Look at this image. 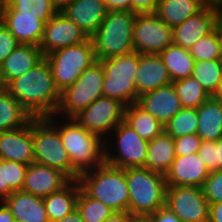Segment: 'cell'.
I'll return each instance as SVG.
<instances>
[{
	"label": "cell",
	"instance_id": "f6af8a7d",
	"mask_svg": "<svg viewBox=\"0 0 222 222\" xmlns=\"http://www.w3.org/2000/svg\"><path fill=\"white\" fill-rule=\"evenodd\" d=\"M108 11H132V0H103Z\"/></svg>",
	"mask_w": 222,
	"mask_h": 222
},
{
	"label": "cell",
	"instance_id": "9c48e42d",
	"mask_svg": "<svg viewBox=\"0 0 222 222\" xmlns=\"http://www.w3.org/2000/svg\"><path fill=\"white\" fill-rule=\"evenodd\" d=\"M103 83L104 69L97 61L87 68L71 86L60 93V102L55 115L73 118L103 96Z\"/></svg>",
	"mask_w": 222,
	"mask_h": 222
},
{
	"label": "cell",
	"instance_id": "d4e9b609",
	"mask_svg": "<svg viewBox=\"0 0 222 222\" xmlns=\"http://www.w3.org/2000/svg\"><path fill=\"white\" fill-rule=\"evenodd\" d=\"M79 181L70 180L60 190L43 197V203L50 222L62 219L77 209Z\"/></svg>",
	"mask_w": 222,
	"mask_h": 222
},
{
	"label": "cell",
	"instance_id": "8d00e7d4",
	"mask_svg": "<svg viewBox=\"0 0 222 222\" xmlns=\"http://www.w3.org/2000/svg\"><path fill=\"white\" fill-rule=\"evenodd\" d=\"M77 210L84 222H103L114 211L104 205L101 201L88 196L80 187L77 200Z\"/></svg>",
	"mask_w": 222,
	"mask_h": 222
},
{
	"label": "cell",
	"instance_id": "484cf974",
	"mask_svg": "<svg viewBox=\"0 0 222 222\" xmlns=\"http://www.w3.org/2000/svg\"><path fill=\"white\" fill-rule=\"evenodd\" d=\"M197 134L202 140L217 141L222 137V101L211 96L197 108Z\"/></svg>",
	"mask_w": 222,
	"mask_h": 222
},
{
	"label": "cell",
	"instance_id": "e575fe53",
	"mask_svg": "<svg viewBox=\"0 0 222 222\" xmlns=\"http://www.w3.org/2000/svg\"><path fill=\"white\" fill-rule=\"evenodd\" d=\"M7 6L16 16H37L44 24L58 12L52 0H8Z\"/></svg>",
	"mask_w": 222,
	"mask_h": 222
},
{
	"label": "cell",
	"instance_id": "ba28073f",
	"mask_svg": "<svg viewBox=\"0 0 222 222\" xmlns=\"http://www.w3.org/2000/svg\"><path fill=\"white\" fill-rule=\"evenodd\" d=\"M44 57L51 66L54 84L60 93L97 62L91 37L82 43L63 47Z\"/></svg>",
	"mask_w": 222,
	"mask_h": 222
},
{
	"label": "cell",
	"instance_id": "8992f818",
	"mask_svg": "<svg viewBox=\"0 0 222 222\" xmlns=\"http://www.w3.org/2000/svg\"><path fill=\"white\" fill-rule=\"evenodd\" d=\"M140 53L128 54L98 60L104 69L103 96L114 98L125 106L137 102L135 77L139 66Z\"/></svg>",
	"mask_w": 222,
	"mask_h": 222
},
{
	"label": "cell",
	"instance_id": "6f0895ef",
	"mask_svg": "<svg viewBox=\"0 0 222 222\" xmlns=\"http://www.w3.org/2000/svg\"><path fill=\"white\" fill-rule=\"evenodd\" d=\"M8 0H0V13L3 10V8L7 5Z\"/></svg>",
	"mask_w": 222,
	"mask_h": 222
},
{
	"label": "cell",
	"instance_id": "9a60e30c",
	"mask_svg": "<svg viewBox=\"0 0 222 222\" xmlns=\"http://www.w3.org/2000/svg\"><path fill=\"white\" fill-rule=\"evenodd\" d=\"M221 19V11L205 7L198 14L189 17L172 29L173 43L190 49L203 36L211 33Z\"/></svg>",
	"mask_w": 222,
	"mask_h": 222
},
{
	"label": "cell",
	"instance_id": "9f6ffc18",
	"mask_svg": "<svg viewBox=\"0 0 222 222\" xmlns=\"http://www.w3.org/2000/svg\"><path fill=\"white\" fill-rule=\"evenodd\" d=\"M213 97L216 98L219 101H222V80L220 82V85H219V88H218L217 92L215 93V95Z\"/></svg>",
	"mask_w": 222,
	"mask_h": 222
},
{
	"label": "cell",
	"instance_id": "bcb514c9",
	"mask_svg": "<svg viewBox=\"0 0 222 222\" xmlns=\"http://www.w3.org/2000/svg\"><path fill=\"white\" fill-rule=\"evenodd\" d=\"M210 222H222V202L210 204Z\"/></svg>",
	"mask_w": 222,
	"mask_h": 222
},
{
	"label": "cell",
	"instance_id": "52a82bcc",
	"mask_svg": "<svg viewBox=\"0 0 222 222\" xmlns=\"http://www.w3.org/2000/svg\"><path fill=\"white\" fill-rule=\"evenodd\" d=\"M34 162L60 170L70 180H78L59 131L46 118H32Z\"/></svg>",
	"mask_w": 222,
	"mask_h": 222
},
{
	"label": "cell",
	"instance_id": "7402d4cb",
	"mask_svg": "<svg viewBox=\"0 0 222 222\" xmlns=\"http://www.w3.org/2000/svg\"><path fill=\"white\" fill-rule=\"evenodd\" d=\"M170 83H172L171 78L159 54H140L135 77L138 96Z\"/></svg>",
	"mask_w": 222,
	"mask_h": 222
},
{
	"label": "cell",
	"instance_id": "30bf717a",
	"mask_svg": "<svg viewBox=\"0 0 222 222\" xmlns=\"http://www.w3.org/2000/svg\"><path fill=\"white\" fill-rule=\"evenodd\" d=\"M109 136L104 141L107 164L123 169L144 167L149 142L142 139L128 123L121 122Z\"/></svg>",
	"mask_w": 222,
	"mask_h": 222
},
{
	"label": "cell",
	"instance_id": "5bb4252c",
	"mask_svg": "<svg viewBox=\"0 0 222 222\" xmlns=\"http://www.w3.org/2000/svg\"><path fill=\"white\" fill-rule=\"evenodd\" d=\"M89 37L60 11L45 24L39 48L43 56L51 54L63 47L76 45Z\"/></svg>",
	"mask_w": 222,
	"mask_h": 222
},
{
	"label": "cell",
	"instance_id": "d6a6232c",
	"mask_svg": "<svg viewBox=\"0 0 222 222\" xmlns=\"http://www.w3.org/2000/svg\"><path fill=\"white\" fill-rule=\"evenodd\" d=\"M192 77L210 96H214L222 80V60L195 62Z\"/></svg>",
	"mask_w": 222,
	"mask_h": 222
},
{
	"label": "cell",
	"instance_id": "f546056e",
	"mask_svg": "<svg viewBox=\"0 0 222 222\" xmlns=\"http://www.w3.org/2000/svg\"><path fill=\"white\" fill-rule=\"evenodd\" d=\"M124 121L148 142L164 132V126L136 102L125 107Z\"/></svg>",
	"mask_w": 222,
	"mask_h": 222
},
{
	"label": "cell",
	"instance_id": "4316f807",
	"mask_svg": "<svg viewBox=\"0 0 222 222\" xmlns=\"http://www.w3.org/2000/svg\"><path fill=\"white\" fill-rule=\"evenodd\" d=\"M175 157L174 139L163 132L149 141L144 167L165 175Z\"/></svg>",
	"mask_w": 222,
	"mask_h": 222
},
{
	"label": "cell",
	"instance_id": "2e32d148",
	"mask_svg": "<svg viewBox=\"0 0 222 222\" xmlns=\"http://www.w3.org/2000/svg\"><path fill=\"white\" fill-rule=\"evenodd\" d=\"M0 159L25 165L34 162L32 119L21 128L0 132Z\"/></svg>",
	"mask_w": 222,
	"mask_h": 222
},
{
	"label": "cell",
	"instance_id": "db71d44e",
	"mask_svg": "<svg viewBox=\"0 0 222 222\" xmlns=\"http://www.w3.org/2000/svg\"><path fill=\"white\" fill-rule=\"evenodd\" d=\"M217 38H218V46L220 50V57L222 60V18L219 20L217 24Z\"/></svg>",
	"mask_w": 222,
	"mask_h": 222
},
{
	"label": "cell",
	"instance_id": "f1b7e54d",
	"mask_svg": "<svg viewBox=\"0 0 222 222\" xmlns=\"http://www.w3.org/2000/svg\"><path fill=\"white\" fill-rule=\"evenodd\" d=\"M159 55L163 59L172 82L192 76L196 61L189 49L172 43Z\"/></svg>",
	"mask_w": 222,
	"mask_h": 222
},
{
	"label": "cell",
	"instance_id": "ee69618b",
	"mask_svg": "<svg viewBox=\"0 0 222 222\" xmlns=\"http://www.w3.org/2000/svg\"><path fill=\"white\" fill-rule=\"evenodd\" d=\"M154 222H182L181 219L167 206L159 208L150 214Z\"/></svg>",
	"mask_w": 222,
	"mask_h": 222
},
{
	"label": "cell",
	"instance_id": "8fae6325",
	"mask_svg": "<svg viewBox=\"0 0 222 222\" xmlns=\"http://www.w3.org/2000/svg\"><path fill=\"white\" fill-rule=\"evenodd\" d=\"M125 105L120 101L101 96L73 118L86 130L104 141L124 121Z\"/></svg>",
	"mask_w": 222,
	"mask_h": 222
},
{
	"label": "cell",
	"instance_id": "816d5d0a",
	"mask_svg": "<svg viewBox=\"0 0 222 222\" xmlns=\"http://www.w3.org/2000/svg\"><path fill=\"white\" fill-rule=\"evenodd\" d=\"M205 7H211L222 11V0H200Z\"/></svg>",
	"mask_w": 222,
	"mask_h": 222
},
{
	"label": "cell",
	"instance_id": "603a6c76",
	"mask_svg": "<svg viewBox=\"0 0 222 222\" xmlns=\"http://www.w3.org/2000/svg\"><path fill=\"white\" fill-rule=\"evenodd\" d=\"M0 22L20 44L39 46L45 24L37 16H16L6 5L0 13Z\"/></svg>",
	"mask_w": 222,
	"mask_h": 222
},
{
	"label": "cell",
	"instance_id": "4fadbf2b",
	"mask_svg": "<svg viewBox=\"0 0 222 222\" xmlns=\"http://www.w3.org/2000/svg\"><path fill=\"white\" fill-rule=\"evenodd\" d=\"M165 206L173 211L182 222L209 220L210 204L201 187L168 186Z\"/></svg>",
	"mask_w": 222,
	"mask_h": 222
},
{
	"label": "cell",
	"instance_id": "c3c4849f",
	"mask_svg": "<svg viewBox=\"0 0 222 222\" xmlns=\"http://www.w3.org/2000/svg\"><path fill=\"white\" fill-rule=\"evenodd\" d=\"M0 222H15V218L10 208L4 201H0Z\"/></svg>",
	"mask_w": 222,
	"mask_h": 222
},
{
	"label": "cell",
	"instance_id": "836d02e7",
	"mask_svg": "<svg viewBox=\"0 0 222 222\" xmlns=\"http://www.w3.org/2000/svg\"><path fill=\"white\" fill-rule=\"evenodd\" d=\"M173 83L183 108H198L211 96L192 76L176 80Z\"/></svg>",
	"mask_w": 222,
	"mask_h": 222
},
{
	"label": "cell",
	"instance_id": "e0dca14e",
	"mask_svg": "<svg viewBox=\"0 0 222 222\" xmlns=\"http://www.w3.org/2000/svg\"><path fill=\"white\" fill-rule=\"evenodd\" d=\"M69 181L60 170L33 162L27 167L22 191L43 198L60 190Z\"/></svg>",
	"mask_w": 222,
	"mask_h": 222
},
{
	"label": "cell",
	"instance_id": "f907efd6",
	"mask_svg": "<svg viewBox=\"0 0 222 222\" xmlns=\"http://www.w3.org/2000/svg\"><path fill=\"white\" fill-rule=\"evenodd\" d=\"M216 170L222 171V137L216 141Z\"/></svg>",
	"mask_w": 222,
	"mask_h": 222
},
{
	"label": "cell",
	"instance_id": "d6986e66",
	"mask_svg": "<svg viewBox=\"0 0 222 222\" xmlns=\"http://www.w3.org/2000/svg\"><path fill=\"white\" fill-rule=\"evenodd\" d=\"M136 103L163 126L183 108L173 83L140 95Z\"/></svg>",
	"mask_w": 222,
	"mask_h": 222
},
{
	"label": "cell",
	"instance_id": "44dd1931",
	"mask_svg": "<svg viewBox=\"0 0 222 222\" xmlns=\"http://www.w3.org/2000/svg\"><path fill=\"white\" fill-rule=\"evenodd\" d=\"M44 58L39 46L20 45L0 65V85L5 88L12 80L24 75Z\"/></svg>",
	"mask_w": 222,
	"mask_h": 222
},
{
	"label": "cell",
	"instance_id": "6da1fadb",
	"mask_svg": "<svg viewBox=\"0 0 222 222\" xmlns=\"http://www.w3.org/2000/svg\"><path fill=\"white\" fill-rule=\"evenodd\" d=\"M5 89L32 118L50 117L58 109L60 92L54 84L51 66L45 57L27 73L12 80Z\"/></svg>",
	"mask_w": 222,
	"mask_h": 222
},
{
	"label": "cell",
	"instance_id": "f5cc1de1",
	"mask_svg": "<svg viewBox=\"0 0 222 222\" xmlns=\"http://www.w3.org/2000/svg\"><path fill=\"white\" fill-rule=\"evenodd\" d=\"M73 1L75 0H52V3L58 11H61Z\"/></svg>",
	"mask_w": 222,
	"mask_h": 222
},
{
	"label": "cell",
	"instance_id": "83f0119b",
	"mask_svg": "<svg viewBox=\"0 0 222 222\" xmlns=\"http://www.w3.org/2000/svg\"><path fill=\"white\" fill-rule=\"evenodd\" d=\"M204 8L200 0H160L156 14L173 29Z\"/></svg>",
	"mask_w": 222,
	"mask_h": 222
},
{
	"label": "cell",
	"instance_id": "4dcf8cb0",
	"mask_svg": "<svg viewBox=\"0 0 222 222\" xmlns=\"http://www.w3.org/2000/svg\"><path fill=\"white\" fill-rule=\"evenodd\" d=\"M32 117L3 87L0 88V132L25 126Z\"/></svg>",
	"mask_w": 222,
	"mask_h": 222
},
{
	"label": "cell",
	"instance_id": "ac0fdd59",
	"mask_svg": "<svg viewBox=\"0 0 222 222\" xmlns=\"http://www.w3.org/2000/svg\"><path fill=\"white\" fill-rule=\"evenodd\" d=\"M210 171L198 153L176 156L170 169L165 174L167 186L203 187Z\"/></svg>",
	"mask_w": 222,
	"mask_h": 222
},
{
	"label": "cell",
	"instance_id": "7dc6e473",
	"mask_svg": "<svg viewBox=\"0 0 222 222\" xmlns=\"http://www.w3.org/2000/svg\"><path fill=\"white\" fill-rule=\"evenodd\" d=\"M132 216L130 212H113L103 222H130Z\"/></svg>",
	"mask_w": 222,
	"mask_h": 222
},
{
	"label": "cell",
	"instance_id": "d590c367",
	"mask_svg": "<svg viewBox=\"0 0 222 222\" xmlns=\"http://www.w3.org/2000/svg\"><path fill=\"white\" fill-rule=\"evenodd\" d=\"M197 128V109L182 108L164 125V132L174 139L184 135L197 134Z\"/></svg>",
	"mask_w": 222,
	"mask_h": 222
},
{
	"label": "cell",
	"instance_id": "7bdbcfd3",
	"mask_svg": "<svg viewBox=\"0 0 222 222\" xmlns=\"http://www.w3.org/2000/svg\"><path fill=\"white\" fill-rule=\"evenodd\" d=\"M160 0H132V12L135 14L156 13Z\"/></svg>",
	"mask_w": 222,
	"mask_h": 222
},
{
	"label": "cell",
	"instance_id": "ffe728a7",
	"mask_svg": "<svg viewBox=\"0 0 222 222\" xmlns=\"http://www.w3.org/2000/svg\"><path fill=\"white\" fill-rule=\"evenodd\" d=\"M60 12L91 37L106 17L108 10L103 0H75Z\"/></svg>",
	"mask_w": 222,
	"mask_h": 222
},
{
	"label": "cell",
	"instance_id": "60d3db41",
	"mask_svg": "<svg viewBox=\"0 0 222 222\" xmlns=\"http://www.w3.org/2000/svg\"><path fill=\"white\" fill-rule=\"evenodd\" d=\"M20 45L12 33L0 22V65Z\"/></svg>",
	"mask_w": 222,
	"mask_h": 222
},
{
	"label": "cell",
	"instance_id": "5b68a950",
	"mask_svg": "<svg viewBox=\"0 0 222 222\" xmlns=\"http://www.w3.org/2000/svg\"><path fill=\"white\" fill-rule=\"evenodd\" d=\"M125 176L132 215H150L165 206L168 187L165 175L137 167L125 169Z\"/></svg>",
	"mask_w": 222,
	"mask_h": 222
},
{
	"label": "cell",
	"instance_id": "74e56055",
	"mask_svg": "<svg viewBox=\"0 0 222 222\" xmlns=\"http://www.w3.org/2000/svg\"><path fill=\"white\" fill-rule=\"evenodd\" d=\"M189 51L196 62L221 60L217 38V26L211 33L203 36L195 43Z\"/></svg>",
	"mask_w": 222,
	"mask_h": 222
},
{
	"label": "cell",
	"instance_id": "7a4b0ae2",
	"mask_svg": "<svg viewBox=\"0 0 222 222\" xmlns=\"http://www.w3.org/2000/svg\"><path fill=\"white\" fill-rule=\"evenodd\" d=\"M46 119L59 131L71 165L79 174L105 162V142L97 134L86 130L74 118L52 115Z\"/></svg>",
	"mask_w": 222,
	"mask_h": 222
},
{
	"label": "cell",
	"instance_id": "681fc988",
	"mask_svg": "<svg viewBox=\"0 0 222 222\" xmlns=\"http://www.w3.org/2000/svg\"><path fill=\"white\" fill-rule=\"evenodd\" d=\"M55 222H84V221H83L79 211L77 209H75L70 214L66 215L62 219H59V220H57Z\"/></svg>",
	"mask_w": 222,
	"mask_h": 222
},
{
	"label": "cell",
	"instance_id": "f35d334b",
	"mask_svg": "<svg viewBox=\"0 0 222 222\" xmlns=\"http://www.w3.org/2000/svg\"><path fill=\"white\" fill-rule=\"evenodd\" d=\"M202 189L209 204L222 202V171L210 172Z\"/></svg>",
	"mask_w": 222,
	"mask_h": 222
},
{
	"label": "cell",
	"instance_id": "cb8c5ba5",
	"mask_svg": "<svg viewBox=\"0 0 222 222\" xmlns=\"http://www.w3.org/2000/svg\"><path fill=\"white\" fill-rule=\"evenodd\" d=\"M15 222H50L43 198L24 191H14L5 200Z\"/></svg>",
	"mask_w": 222,
	"mask_h": 222
},
{
	"label": "cell",
	"instance_id": "b9f144b4",
	"mask_svg": "<svg viewBox=\"0 0 222 222\" xmlns=\"http://www.w3.org/2000/svg\"><path fill=\"white\" fill-rule=\"evenodd\" d=\"M198 155L210 172L216 171V141L203 140Z\"/></svg>",
	"mask_w": 222,
	"mask_h": 222
},
{
	"label": "cell",
	"instance_id": "1f68e13d",
	"mask_svg": "<svg viewBox=\"0 0 222 222\" xmlns=\"http://www.w3.org/2000/svg\"><path fill=\"white\" fill-rule=\"evenodd\" d=\"M27 167L19 162L0 159V201L23 189Z\"/></svg>",
	"mask_w": 222,
	"mask_h": 222
},
{
	"label": "cell",
	"instance_id": "7c38bea8",
	"mask_svg": "<svg viewBox=\"0 0 222 222\" xmlns=\"http://www.w3.org/2000/svg\"><path fill=\"white\" fill-rule=\"evenodd\" d=\"M172 43V28L156 13L136 15L133 28L134 51L140 54H160Z\"/></svg>",
	"mask_w": 222,
	"mask_h": 222
},
{
	"label": "cell",
	"instance_id": "3957f363",
	"mask_svg": "<svg viewBox=\"0 0 222 222\" xmlns=\"http://www.w3.org/2000/svg\"><path fill=\"white\" fill-rule=\"evenodd\" d=\"M78 181L88 196L101 201L114 212H129L125 169L104 162L101 166L81 173Z\"/></svg>",
	"mask_w": 222,
	"mask_h": 222
},
{
	"label": "cell",
	"instance_id": "11a10c76",
	"mask_svg": "<svg viewBox=\"0 0 222 222\" xmlns=\"http://www.w3.org/2000/svg\"><path fill=\"white\" fill-rule=\"evenodd\" d=\"M130 222H154L150 215H133Z\"/></svg>",
	"mask_w": 222,
	"mask_h": 222
},
{
	"label": "cell",
	"instance_id": "ab89813d",
	"mask_svg": "<svg viewBox=\"0 0 222 222\" xmlns=\"http://www.w3.org/2000/svg\"><path fill=\"white\" fill-rule=\"evenodd\" d=\"M202 141L203 140L198 134H190L174 138L175 156H186L198 153Z\"/></svg>",
	"mask_w": 222,
	"mask_h": 222
},
{
	"label": "cell",
	"instance_id": "277c9868",
	"mask_svg": "<svg viewBox=\"0 0 222 222\" xmlns=\"http://www.w3.org/2000/svg\"><path fill=\"white\" fill-rule=\"evenodd\" d=\"M135 13L108 11L97 31L91 36L96 59H110L128 54L133 49Z\"/></svg>",
	"mask_w": 222,
	"mask_h": 222
}]
</instances>
